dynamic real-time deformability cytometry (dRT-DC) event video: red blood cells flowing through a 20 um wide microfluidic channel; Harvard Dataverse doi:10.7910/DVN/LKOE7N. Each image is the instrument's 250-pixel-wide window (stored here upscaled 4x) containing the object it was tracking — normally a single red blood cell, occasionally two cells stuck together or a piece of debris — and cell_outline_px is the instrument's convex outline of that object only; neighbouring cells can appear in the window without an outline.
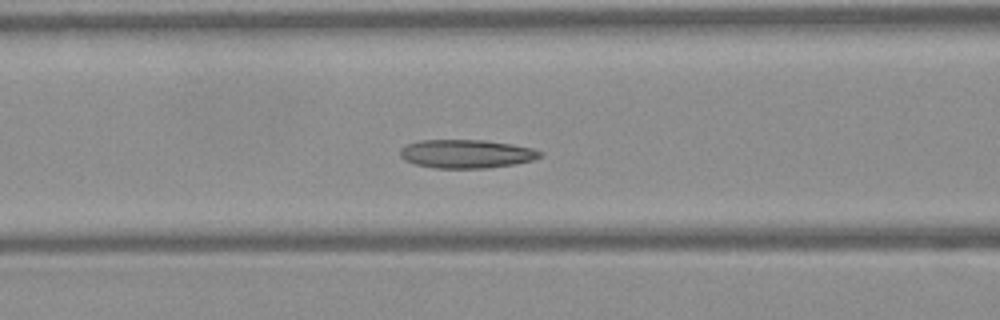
{"species": "Egyptian fruit bat (a non-hibernating species)", "species_latin": "Rousettus aegyptiacus", "temperature_condition": "warm", "stored_images_in_passage": 50, "camera_frame_rate_fps": 3000, "um_per_image_px": 0.085, "frame": {"image": 1, "passage_image": 20, "time_ms": 6.333, "image_size_px": [1000, 320], "cell_outline_px": [[544, 156], [532, 160], [516, 164], [488, 168], [436, 168], [416, 164], [404, 160], [400, 156], [400, 148], [408, 144], [420, 140], [484, 140], [512, 144], [532, 148], [544, 152]], "centroid_in_image_um": [39.68, 13.08], "position_along_channel_um": 126.9, "area_um2": 23.41}}
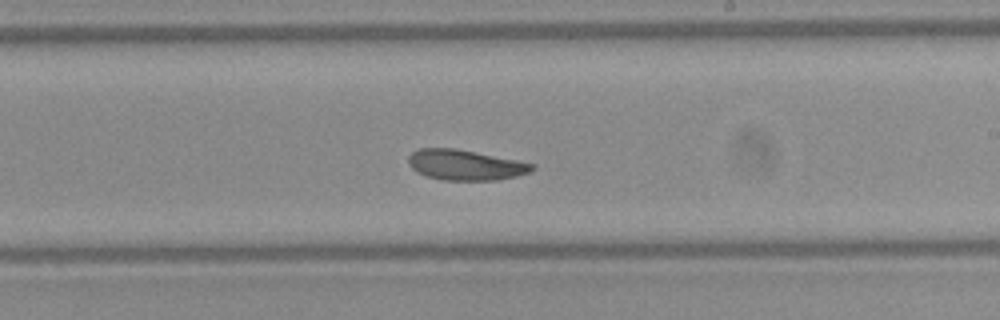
{"frame": {"image": 2, "passage_image": 29, "time_ms": 9.333, "image_size_px": [1000, 320], "cell_outline_px": [[536, 168], [532, 172], [516, 176], [496, 180], [444, 180], [428, 176], [412, 168], [408, 164], [408, 156], [412, 152], [420, 148], [456, 148], [516, 160], [532, 164]], "centroid_in_image_um": [39.56, 14.01], "position_along_channel_um": 249.4, "area_um2": 21.73}}
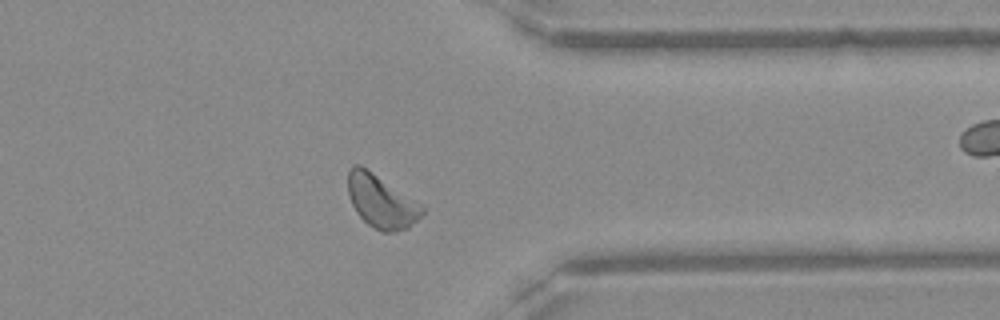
{"frame": {"image": 3, "passage_image": 39, "time_ms": 12.667, "image_size_px": [1000, 320], "cell_outline_px": [[424, 212], [408, 228], [396, 232], [380, 232], [368, 224], [356, 212], [348, 196], [348, 172], [352, 164], [360, 164], [424, 204]], "centroid_in_image_um": [32.42, 17.11], "position_along_channel_um": 379.0, "area_um2": 23.24}, "authors_computed_cell_mechanics": {"area_um2": 23.3223, "velocity_mm_per_s": 4.088, "shape_relaxation_time_tau1_ms": 3.2812, "shape_relaxation_time_tau2_ms": 2.7702, "deformation_change_tau1": 0.1222, "deformation_change_tau2": 0.0951}}